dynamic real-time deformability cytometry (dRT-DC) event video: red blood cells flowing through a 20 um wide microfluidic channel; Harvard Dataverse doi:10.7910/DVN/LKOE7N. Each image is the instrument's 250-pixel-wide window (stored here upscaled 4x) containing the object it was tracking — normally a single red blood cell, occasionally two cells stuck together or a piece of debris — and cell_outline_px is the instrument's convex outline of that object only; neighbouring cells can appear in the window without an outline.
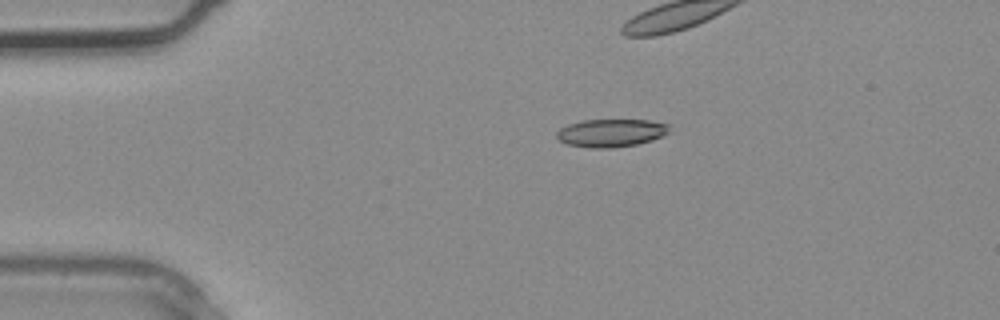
{"species": "common noctule bat (a hibernating species)", "species_latin": "Nyctalus noctula", "temperature_condition": "warm", "stored_images_in_passage": 2, "camera_frame_rate_fps": 3000, "um_per_image_px": 0.085, "animal": {"sex": "male", "body_mass_g": 20.4}, "frame": {"image": 1, "passage_image": 1, "time_ms": 0.0, "image_size_px": [1000, 320], "cell_outline_px": [[672, 124], [668, 132], [664, 136], [652, 140], [636, 144], [612, 148], [588, 148], [568, 144], [560, 140], [556, 136], [556, 132], [560, 128], [568, 124], [584, 120], [648, 120]], "centroid_in_image_um": [51.97, 11.29], "position_along_channel_um": 33.0, "area_um2": 18.44}}
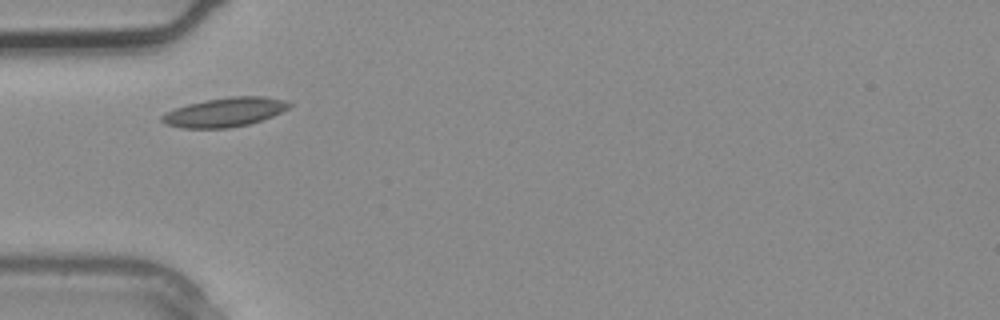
{"frame": {"image": 2, "passage_image": 2, "time_ms": 0.333, "image_size_px": [1000, 320], "cell_outline_px": [[292, 104], [288, 108], [272, 116], [248, 124], [228, 128], [180, 128], [164, 124], [160, 120], [160, 116], [176, 108], [188, 104], [208, 100], [232, 96], [264, 96], [284, 100]], "centroid_in_image_um": [19.08, 9.54], "position_along_channel_um": 65.9, "area_um2": 21.39}}